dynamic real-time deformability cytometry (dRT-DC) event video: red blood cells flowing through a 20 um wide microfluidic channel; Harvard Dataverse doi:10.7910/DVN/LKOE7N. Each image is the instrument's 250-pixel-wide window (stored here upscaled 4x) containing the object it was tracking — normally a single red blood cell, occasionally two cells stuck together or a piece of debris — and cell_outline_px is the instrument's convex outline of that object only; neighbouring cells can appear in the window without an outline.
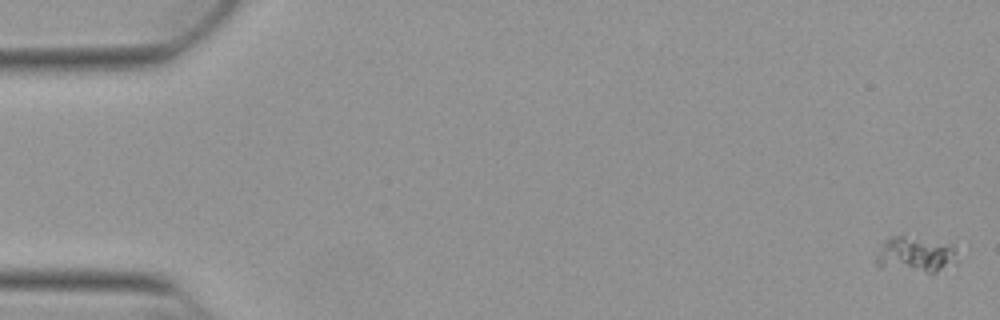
{"species": "Egyptian fruit bat (a non-hibernating species)", "species_latin": "Rousettus aegyptiacus", "temperature_condition": "warm", "stored_images_in_passage": 54, "camera_frame_rate_fps": 3000, "um_per_image_px": 0.085, "animal": {"sex": "female"}, "frame": {"image": 1, "passage_image": 1, "time_ms": 0.0, "image_size_px": [1000, 320], "cell_outline_px": [[960, 260], [956, 264], [936, 272], [928, 272], [880, 268], [876, 264], [876, 256], [884, 240], [892, 236], [904, 236], [952, 244], [956, 248]], "centroid_in_image_um": [77.86, 21.65], "position_along_channel_um": 7.1, "area_um2": 17.11}}
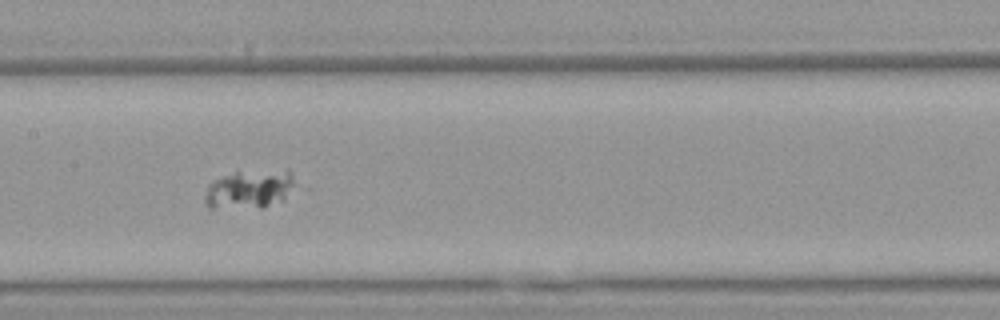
{"frame": {"image": 2, "passage_image": 27, "time_ms": 8.667, "image_size_px": [1000, 320], "cell_outline_px": [[292, 184], [284, 200], [264, 208], [208, 208], [204, 200], [204, 196], [208, 184], [212, 180], [236, 172], [288, 168], [292, 176]], "centroid_in_image_um": [21.16, 16.09], "position_along_channel_um": 186.2, "area_um2": 20.52}}
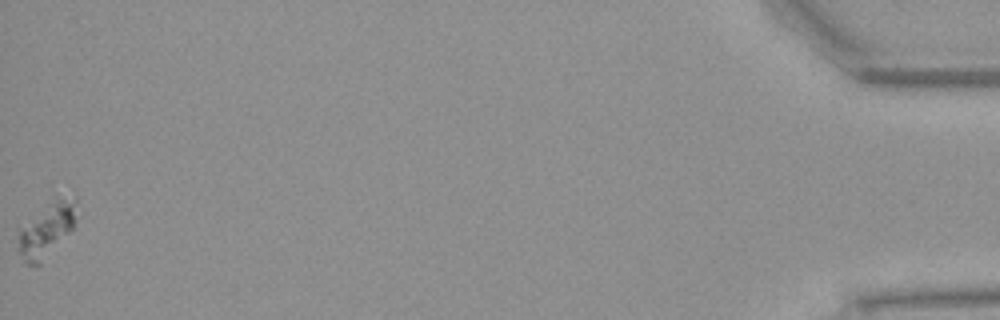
{"frame": {"image": 3, "passage_image": 54, "time_ms": 17.667, "image_size_px": [1000, 320], "cell_outline_px": [[76, 200], [72, 228], [40, 264], [36, 268], [24, 264], [20, 252], [20, 232], [60, 200], [76, 196]], "centroid_in_image_um": [3.98, 19.73], "position_along_channel_um": 431.2, "area_um2": 15.95}}